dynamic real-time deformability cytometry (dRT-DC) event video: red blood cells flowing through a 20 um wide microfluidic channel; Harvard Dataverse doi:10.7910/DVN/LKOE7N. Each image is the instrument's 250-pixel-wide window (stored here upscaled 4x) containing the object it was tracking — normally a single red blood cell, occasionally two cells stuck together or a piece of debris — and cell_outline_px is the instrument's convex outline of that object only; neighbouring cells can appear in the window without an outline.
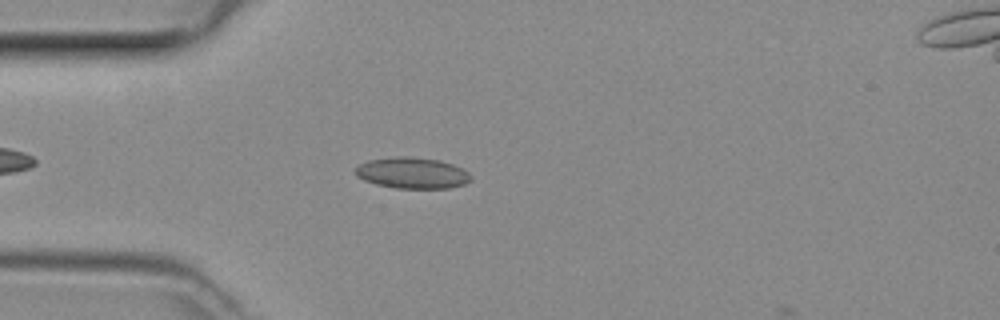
{"species": "common noctule bat (a hibernating species)", "species_latin": "Nyctalus noctula", "temperature_condition": "room temperature", "stored_images_in_passage": 9, "camera_frame_rate_fps": 3000, "um_per_image_px": 0.085, "animal": {"sex": "female", "body_mass_g": 29.2, "forearm_length_mm": 56.3}, "frame": {"image": 1, "passage_image": 7, "time_ms": 2.0, "image_size_px": [1000, 320], "cell_outline_px": [[472, 180], [464, 184], [448, 188], [396, 188], [376, 184], [364, 180], [356, 176], [356, 168], [360, 164], [368, 160], [396, 156], [408, 156], [440, 160], [464, 168], [472, 176]], "centroid_in_image_um": [35.07, 14.7], "position_along_channel_um": 49.9, "area_um2": 21.04}}